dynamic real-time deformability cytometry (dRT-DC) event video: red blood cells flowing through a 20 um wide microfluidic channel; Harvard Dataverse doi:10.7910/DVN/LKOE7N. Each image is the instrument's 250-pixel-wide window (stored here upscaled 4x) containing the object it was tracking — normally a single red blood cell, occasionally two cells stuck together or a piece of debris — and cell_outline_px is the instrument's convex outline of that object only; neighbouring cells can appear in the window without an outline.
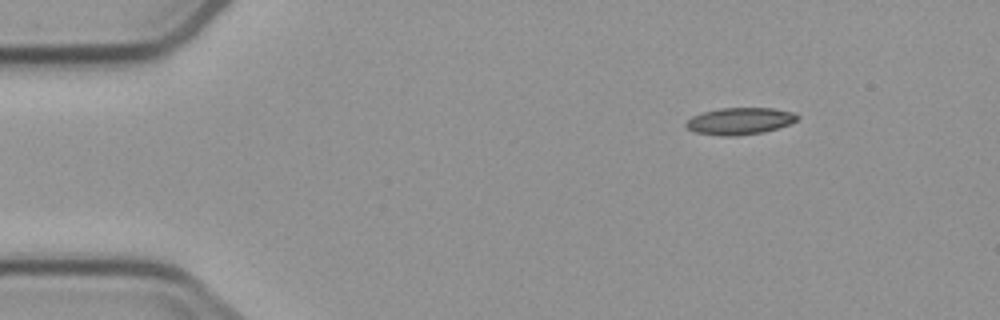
{"species": "common noctule bat (a hibernating species)", "species_latin": "Nyctalus noctula", "temperature_condition": "cold", "stored_images_in_passage": 5, "camera_frame_rate_fps": 3000, "um_per_image_px": 0.085, "animal": {"sex": "male", "body_mass_g": 23.1, "forearm_length_mm": 52.7}, "frame": {"image": 1, "passage_image": 5, "time_ms": 6.0, "image_size_px": [1000, 320], "cell_outline_px": [[800, 116], [796, 120], [788, 124], [764, 132], [736, 136], [720, 136], [696, 132], [688, 128], [684, 124], [692, 116], [704, 112], [720, 108], [772, 108], [796, 112]], "centroid_in_image_um": [62.9, 10.29], "position_along_channel_um": 22.1, "area_um2": 17.4}}